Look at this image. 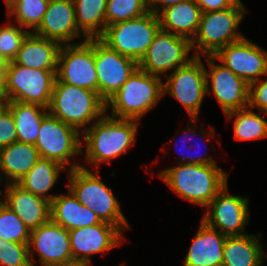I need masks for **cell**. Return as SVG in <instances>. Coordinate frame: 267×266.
<instances>
[{"label": "cell", "instance_id": "26", "mask_svg": "<svg viewBox=\"0 0 267 266\" xmlns=\"http://www.w3.org/2000/svg\"><path fill=\"white\" fill-rule=\"evenodd\" d=\"M263 252L258 239L253 235L227 236L222 266H261Z\"/></svg>", "mask_w": 267, "mask_h": 266}, {"label": "cell", "instance_id": "36", "mask_svg": "<svg viewBox=\"0 0 267 266\" xmlns=\"http://www.w3.org/2000/svg\"><path fill=\"white\" fill-rule=\"evenodd\" d=\"M17 141V130L11 111L5 107L0 113V148Z\"/></svg>", "mask_w": 267, "mask_h": 266}, {"label": "cell", "instance_id": "6", "mask_svg": "<svg viewBox=\"0 0 267 266\" xmlns=\"http://www.w3.org/2000/svg\"><path fill=\"white\" fill-rule=\"evenodd\" d=\"M160 29L158 15L149 11L140 17L107 26L100 39L122 56L138 63Z\"/></svg>", "mask_w": 267, "mask_h": 266}, {"label": "cell", "instance_id": "7", "mask_svg": "<svg viewBox=\"0 0 267 266\" xmlns=\"http://www.w3.org/2000/svg\"><path fill=\"white\" fill-rule=\"evenodd\" d=\"M243 10L244 5L238 0L231 8L202 13L196 38L191 40L192 48L195 43L198 46L193 56L199 57L200 50L202 54L214 56L224 46L242 39L236 30L243 19Z\"/></svg>", "mask_w": 267, "mask_h": 266}, {"label": "cell", "instance_id": "9", "mask_svg": "<svg viewBox=\"0 0 267 266\" xmlns=\"http://www.w3.org/2000/svg\"><path fill=\"white\" fill-rule=\"evenodd\" d=\"M57 67L60 68L57 69L56 78L60 82L98 92L94 38L77 45H61Z\"/></svg>", "mask_w": 267, "mask_h": 266}, {"label": "cell", "instance_id": "41", "mask_svg": "<svg viewBox=\"0 0 267 266\" xmlns=\"http://www.w3.org/2000/svg\"><path fill=\"white\" fill-rule=\"evenodd\" d=\"M182 142H184V141H182ZM189 158H190V160H188V162L187 163H190V164H199V165H216L215 163L216 162H214V160L212 159V157H197V156H194L193 158L192 157H190L189 156ZM187 159V157H183L182 158V161H185Z\"/></svg>", "mask_w": 267, "mask_h": 266}, {"label": "cell", "instance_id": "34", "mask_svg": "<svg viewBox=\"0 0 267 266\" xmlns=\"http://www.w3.org/2000/svg\"><path fill=\"white\" fill-rule=\"evenodd\" d=\"M28 33L29 31L12 25L0 28V57L8 62L13 61Z\"/></svg>", "mask_w": 267, "mask_h": 266}, {"label": "cell", "instance_id": "11", "mask_svg": "<svg viewBox=\"0 0 267 266\" xmlns=\"http://www.w3.org/2000/svg\"><path fill=\"white\" fill-rule=\"evenodd\" d=\"M94 62L98 77V94L107 102L138 68V63L94 38Z\"/></svg>", "mask_w": 267, "mask_h": 266}, {"label": "cell", "instance_id": "21", "mask_svg": "<svg viewBox=\"0 0 267 266\" xmlns=\"http://www.w3.org/2000/svg\"><path fill=\"white\" fill-rule=\"evenodd\" d=\"M227 235L201 222L184 266H222L223 249Z\"/></svg>", "mask_w": 267, "mask_h": 266}, {"label": "cell", "instance_id": "29", "mask_svg": "<svg viewBox=\"0 0 267 266\" xmlns=\"http://www.w3.org/2000/svg\"><path fill=\"white\" fill-rule=\"evenodd\" d=\"M73 3L76 24L83 31L85 39L100 38L105 32L107 0H73Z\"/></svg>", "mask_w": 267, "mask_h": 266}, {"label": "cell", "instance_id": "32", "mask_svg": "<svg viewBox=\"0 0 267 266\" xmlns=\"http://www.w3.org/2000/svg\"><path fill=\"white\" fill-rule=\"evenodd\" d=\"M0 239L28 244L30 230L17 214L0 200Z\"/></svg>", "mask_w": 267, "mask_h": 266}, {"label": "cell", "instance_id": "27", "mask_svg": "<svg viewBox=\"0 0 267 266\" xmlns=\"http://www.w3.org/2000/svg\"><path fill=\"white\" fill-rule=\"evenodd\" d=\"M6 107L11 111L15 121L17 141L35 145L40 125L44 116L48 113L46 112L48 108L17 101H7ZM38 108L42 109L43 112Z\"/></svg>", "mask_w": 267, "mask_h": 266}, {"label": "cell", "instance_id": "5", "mask_svg": "<svg viewBox=\"0 0 267 266\" xmlns=\"http://www.w3.org/2000/svg\"><path fill=\"white\" fill-rule=\"evenodd\" d=\"M163 94L161 78L137 68L121 89L106 102V106L111 104V117L138 121L155 106Z\"/></svg>", "mask_w": 267, "mask_h": 266}, {"label": "cell", "instance_id": "12", "mask_svg": "<svg viewBox=\"0 0 267 266\" xmlns=\"http://www.w3.org/2000/svg\"><path fill=\"white\" fill-rule=\"evenodd\" d=\"M191 48L189 39L160 29L138 62V68L160 77L159 74L171 68L177 69L187 65L193 59L187 58Z\"/></svg>", "mask_w": 267, "mask_h": 266}, {"label": "cell", "instance_id": "2", "mask_svg": "<svg viewBox=\"0 0 267 266\" xmlns=\"http://www.w3.org/2000/svg\"><path fill=\"white\" fill-rule=\"evenodd\" d=\"M106 102L98 92L55 79L48 112L77 130L106 112Z\"/></svg>", "mask_w": 267, "mask_h": 266}, {"label": "cell", "instance_id": "37", "mask_svg": "<svg viewBox=\"0 0 267 266\" xmlns=\"http://www.w3.org/2000/svg\"><path fill=\"white\" fill-rule=\"evenodd\" d=\"M248 106L252 109L256 106L260 113L265 112L267 114V79L257 85L256 83L250 84Z\"/></svg>", "mask_w": 267, "mask_h": 266}, {"label": "cell", "instance_id": "23", "mask_svg": "<svg viewBox=\"0 0 267 266\" xmlns=\"http://www.w3.org/2000/svg\"><path fill=\"white\" fill-rule=\"evenodd\" d=\"M51 220L68 231L102 222L92 210L82 205L70 190L69 195H55L52 199Z\"/></svg>", "mask_w": 267, "mask_h": 266}, {"label": "cell", "instance_id": "8", "mask_svg": "<svg viewBox=\"0 0 267 266\" xmlns=\"http://www.w3.org/2000/svg\"><path fill=\"white\" fill-rule=\"evenodd\" d=\"M57 70H40L8 63L3 96L7 101L48 108Z\"/></svg>", "mask_w": 267, "mask_h": 266}, {"label": "cell", "instance_id": "10", "mask_svg": "<svg viewBox=\"0 0 267 266\" xmlns=\"http://www.w3.org/2000/svg\"><path fill=\"white\" fill-rule=\"evenodd\" d=\"M35 147L40 158L56 161L63 167L70 157L82 152L79 130L49 112L42 120Z\"/></svg>", "mask_w": 267, "mask_h": 266}, {"label": "cell", "instance_id": "30", "mask_svg": "<svg viewBox=\"0 0 267 266\" xmlns=\"http://www.w3.org/2000/svg\"><path fill=\"white\" fill-rule=\"evenodd\" d=\"M227 118L237 115L234 121V136L238 140H252L267 137V121L248 108L225 114Z\"/></svg>", "mask_w": 267, "mask_h": 266}, {"label": "cell", "instance_id": "24", "mask_svg": "<svg viewBox=\"0 0 267 266\" xmlns=\"http://www.w3.org/2000/svg\"><path fill=\"white\" fill-rule=\"evenodd\" d=\"M202 10L195 0H188L166 7L158 14L161 30L184 38L193 39L196 35Z\"/></svg>", "mask_w": 267, "mask_h": 266}, {"label": "cell", "instance_id": "14", "mask_svg": "<svg viewBox=\"0 0 267 266\" xmlns=\"http://www.w3.org/2000/svg\"><path fill=\"white\" fill-rule=\"evenodd\" d=\"M214 57L249 85L259 83V76L267 75V51L244 37L224 46Z\"/></svg>", "mask_w": 267, "mask_h": 266}, {"label": "cell", "instance_id": "44", "mask_svg": "<svg viewBox=\"0 0 267 266\" xmlns=\"http://www.w3.org/2000/svg\"><path fill=\"white\" fill-rule=\"evenodd\" d=\"M19 0H5L8 12L13 8V6L18 2Z\"/></svg>", "mask_w": 267, "mask_h": 266}, {"label": "cell", "instance_id": "3", "mask_svg": "<svg viewBox=\"0 0 267 266\" xmlns=\"http://www.w3.org/2000/svg\"><path fill=\"white\" fill-rule=\"evenodd\" d=\"M68 175L69 190L82 205L92 210L101 221L115 225L120 230L128 228V223L111 188L104 185L98 176L75 163Z\"/></svg>", "mask_w": 267, "mask_h": 266}, {"label": "cell", "instance_id": "33", "mask_svg": "<svg viewBox=\"0 0 267 266\" xmlns=\"http://www.w3.org/2000/svg\"><path fill=\"white\" fill-rule=\"evenodd\" d=\"M48 4L49 0H19L8 12V17L16 15L20 28L30 27L34 31L40 25Z\"/></svg>", "mask_w": 267, "mask_h": 266}, {"label": "cell", "instance_id": "13", "mask_svg": "<svg viewBox=\"0 0 267 266\" xmlns=\"http://www.w3.org/2000/svg\"><path fill=\"white\" fill-rule=\"evenodd\" d=\"M163 90L164 94L167 92L177 99L195 121L207 93L205 67L200 56H193L187 65L174 69L163 84Z\"/></svg>", "mask_w": 267, "mask_h": 266}, {"label": "cell", "instance_id": "22", "mask_svg": "<svg viewBox=\"0 0 267 266\" xmlns=\"http://www.w3.org/2000/svg\"><path fill=\"white\" fill-rule=\"evenodd\" d=\"M62 44L29 32L22 42L14 63L40 70H57L58 54Z\"/></svg>", "mask_w": 267, "mask_h": 266}, {"label": "cell", "instance_id": "20", "mask_svg": "<svg viewBox=\"0 0 267 266\" xmlns=\"http://www.w3.org/2000/svg\"><path fill=\"white\" fill-rule=\"evenodd\" d=\"M3 202L13 210L31 231L51 219V202L25 190L18 183H9Z\"/></svg>", "mask_w": 267, "mask_h": 266}, {"label": "cell", "instance_id": "4", "mask_svg": "<svg viewBox=\"0 0 267 266\" xmlns=\"http://www.w3.org/2000/svg\"><path fill=\"white\" fill-rule=\"evenodd\" d=\"M137 120L116 119L104 114L83 133L86 141V160L91 163L109 162L127 152L135 139Z\"/></svg>", "mask_w": 267, "mask_h": 266}, {"label": "cell", "instance_id": "38", "mask_svg": "<svg viewBox=\"0 0 267 266\" xmlns=\"http://www.w3.org/2000/svg\"><path fill=\"white\" fill-rule=\"evenodd\" d=\"M202 13L231 8L238 0H195Z\"/></svg>", "mask_w": 267, "mask_h": 266}, {"label": "cell", "instance_id": "39", "mask_svg": "<svg viewBox=\"0 0 267 266\" xmlns=\"http://www.w3.org/2000/svg\"><path fill=\"white\" fill-rule=\"evenodd\" d=\"M185 1H188V0H147V3H148L149 11L154 13V14H156V15H158L159 14V10L158 9H160V8L157 6V3L163 5V8H162V10H163L166 7H169L171 5H175V4H178V3H181V2H185Z\"/></svg>", "mask_w": 267, "mask_h": 266}, {"label": "cell", "instance_id": "28", "mask_svg": "<svg viewBox=\"0 0 267 266\" xmlns=\"http://www.w3.org/2000/svg\"><path fill=\"white\" fill-rule=\"evenodd\" d=\"M65 168L56 161L40 158L18 184L28 192L51 202L54 195L50 197L46 194L57 181L60 169Z\"/></svg>", "mask_w": 267, "mask_h": 266}, {"label": "cell", "instance_id": "19", "mask_svg": "<svg viewBox=\"0 0 267 266\" xmlns=\"http://www.w3.org/2000/svg\"><path fill=\"white\" fill-rule=\"evenodd\" d=\"M34 31L36 35L65 45L79 37L73 0L49 1L46 13Z\"/></svg>", "mask_w": 267, "mask_h": 266}, {"label": "cell", "instance_id": "1", "mask_svg": "<svg viewBox=\"0 0 267 266\" xmlns=\"http://www.w3.org/2000/svg\"><path fill=\"white\" fill-rule=\"evenodd\" d=\"M177 194L196 205L207 206L227 185V174L216 165L179 163L160 172Z\"/></svg>", "mask_w": 267, "mask_h": 266}, {"label": "cell", "instance_id": "18", "mask_svg": "<svg viewBox=\"0 0 267 266\" xmlns=\"http://www.w3.org/2000/svg\"><path fill=\"white\" fill-rule=\"evenodd\" d=\"M122 237L117 226L104 221L97 225L72 229L69 231V238L73 260L89 264L91 254L110 250L121 242L119 238Z\"/></svg>", "mask_w": 267, "mask_h": 266}, {"label": "cell", "instance_id": "31", "mask_svg": "<svg viewBox=\"0 0 267 266\" xmlns=\"http://www.w3.org/2000/svg\"><path fill=\"white\" fill-rule=\"evenodd\" d=\"M147 0H107L106 27L118 22L134 19L149 12Z\"/></svg>", "mask_w": 267, "mask_h": 266}, {"label": "cell", "instance_id": "15", "mask_svg": "<svg viewBox=\"0 0 267 266\" xmlns=\"http://www.w3.org/2000/svg\"><path fill=\"white\" fill-rule=\"evenodd\" d=\"M215 60L214 56L208 57L211 71L209 73L205 68L206 92H213L225 114L247 108L250 85L224 65H215ZM209 78L212 83L210 91Z\"/></svg>", "mask_w": 267, "mask_h": 266}, {"label": "cell", "instance_id": "42", "mask_svg": "<svg viewBox=\"0 0 267 266\" xmlns=\"http://www.w3.org/2000/svg\"><path fill=\"white\" fill-rule=\"evenodd\" d=\"M51 266H89L88 263L82 261H71L68 263H62L58 265H51Z\"/></svg>", "mask_w": 267, "mask_h": 266}, {"label": "cell", "instance_id": "17", "mask_svg": "<svg viewBox=\"0 0 267 266\" xmlns=\"http://www.w3.org/2000/svg\"><path fill=\"white\" fill-rule=\"evenodd\" d=\"M227 188L225 185L207 205L209 208L212 206L213 211L206 212L202 221L214 229L219 228L224 235H244L240 231L248 221V199L227 194Z\"/></svg>", "mask_w": 267, "mask_h": 266}, {"label": "cell", "instance_id": "16", "mask_svg": "<svg viewBox=\"0 0 267 266\" xmlns=\"http://www.w3.org/2000/svg\"><path fill=\"white\" fill-rule=\"evenodd\" d=\"M38 251L40 260L44 266L58 265L68 263L73 260L71 253V244L69 231L54 223L51 219L30 231L29 240V259L31 266L34 261L31 259L32 252L30 245ZM33 260V261H32Z\"/></svg>", "mask_w": 267, "mask_h": 266}, {"label": "cell", "instance_id": "35", "mask_svg": "<svg viewBox=\"0 0 267 266\" xmlns=\"http://www.w3.org/2000/svg\"><path fill=\"white\" fill-rule=\"evenodd\" d=\"M0 265L31 266L29 245L0 239Z\"/></svg>", "mask_w": 267, "mask_h": 266}, {"label": "cell", "instance_id": "43", "mask_svg": "<svg viewBox=\"0 0 267 266\" xmlns=\"http://www.w3.org/2000/svg\"><path fill=\"white\" fill-rule=\"evenodd\" d=\"M4 100V101H3ZM7 106V99L1 94L0 95V113Z\"/></svg>", "mask_w": 267, "mask_h": 266}, {"label": "cell", "instance_id": "40", "mask_svg": "<svg viewBox=\"0 0 267 266\" xmlns=\"http://www.w3.org/2000/svg\"><path fill=\"white\" fill-rule=\"evenodd\" d=\"M8 61L0 57V93L3 95V90L6 82Z\"/></svg>", "mask_w": 267, "mask_h": 266}, {"label": "cell", "instance_id": "25", "mask_svg": "<svg viewBox=\"0 0 267 266\" xmlns=\"http://www.w3.org/2000/svg\"><path fill=\"white\" fill-rule=\"evenodd\" d=\"M39 159V152L32 144L16 141L0 148V168L7 181L13 180L10 183H18Z\"/></svg>", "mask_w": 267, "mask_h": 266}]
</instances>
